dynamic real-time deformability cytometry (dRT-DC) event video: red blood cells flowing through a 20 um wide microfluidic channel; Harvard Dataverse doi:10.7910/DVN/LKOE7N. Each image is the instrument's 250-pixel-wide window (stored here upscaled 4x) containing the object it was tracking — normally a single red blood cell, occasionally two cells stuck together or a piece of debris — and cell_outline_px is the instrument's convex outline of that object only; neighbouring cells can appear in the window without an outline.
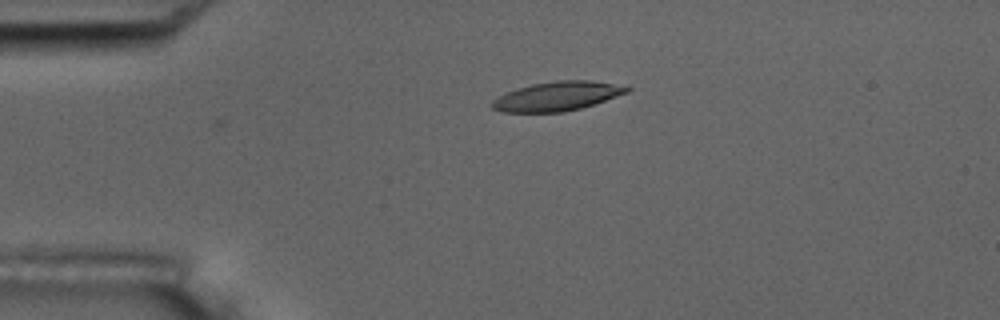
{"species": "common noctule bat (a hibernating species)", "species_latin": "Nyctalus noctula", "temperature_condition": "room temperature", "stored_images_in_passage": 2, "camera_frame_rate_fps": 3000, "um_per_image_px": 0.085, "animal": {"sex": "male", "body_mass_g": 17.5, "forearm_length_mm": 52.3}, "frame": {"image": 1, "passage_image": 1, "time_ms": 0.0, "image_size_px": [1000, 320], "cell_outline_px": [[632, 88], [628, 92], [580, 108], [564, 112], [500, 112], [492, 108], [492, 100], [504, 92], [532, 84], [556, 80], [592, 80]], "centroid_in_image_um": [47.29, 8.18], "position_along_channel_um": 37.7, "area_um2": 22.72}}